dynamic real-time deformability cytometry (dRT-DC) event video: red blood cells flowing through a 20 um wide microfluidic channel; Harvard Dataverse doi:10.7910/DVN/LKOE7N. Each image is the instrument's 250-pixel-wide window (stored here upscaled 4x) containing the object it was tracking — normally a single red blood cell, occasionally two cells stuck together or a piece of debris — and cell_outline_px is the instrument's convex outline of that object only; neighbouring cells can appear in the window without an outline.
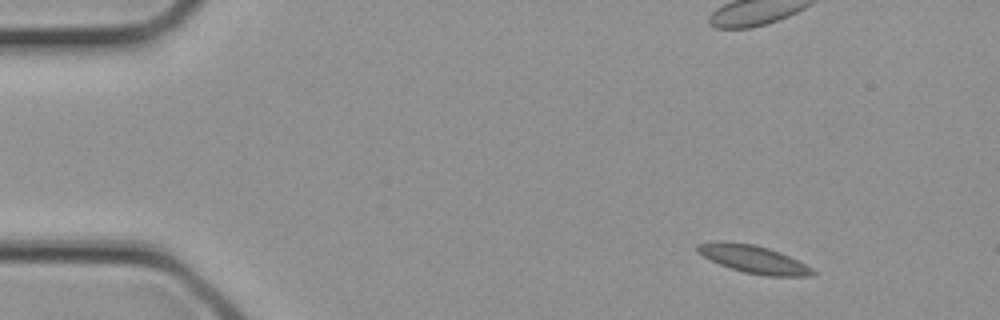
{"species": "common noctule bat (a hibernating species)", "species_latin": "Nyctalus noctula", "temperature_condition": "cold", "stored_images_in_passage": 2, "camera_frame_rate_fps": 3000, "um_per_image_px": 0.085, "animal": {"sex": "female", "body_mass_g": 21.9}, "frame": {"image": 1, "passage_image": 1, "time_ms": 0.0, "image_size_px": [1000, 320], "cell_outline_px": [[816, 272], [812, 276], [764, 276], [744, 272], [720, 264], [696, 252], [696, 244], [716, 240], [724, 240], [756, 244], [780, 252], [812, 268]], "centroid_in_image_um": [64.01, 22.01], "position_along_channel_um": 21.0, "area_um2": 18.73}}